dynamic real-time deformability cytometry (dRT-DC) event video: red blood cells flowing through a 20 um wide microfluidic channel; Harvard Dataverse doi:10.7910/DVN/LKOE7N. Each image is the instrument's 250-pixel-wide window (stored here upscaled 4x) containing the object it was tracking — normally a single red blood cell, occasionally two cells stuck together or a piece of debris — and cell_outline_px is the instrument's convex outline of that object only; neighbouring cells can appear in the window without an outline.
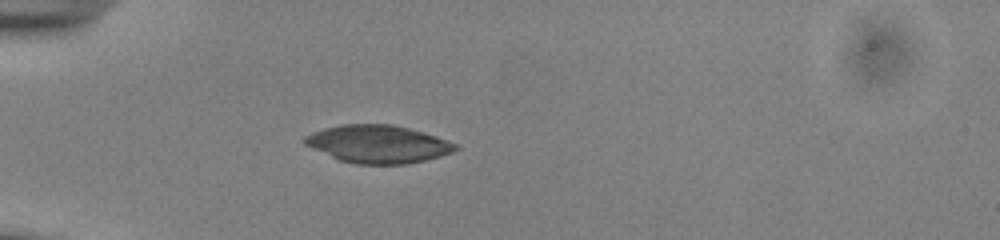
{"species": "common noctule bat (a hibernating species)", "species_latin": "Nyctalus noctula", "temperature_condition": "cold", "stored_images_in_passage": 38, "camera_frame_rate_fps": 3000, "um_per_image_px": 0.085, "animal": {"sex": "male", "body_mass_g": 13.0, "forearm_length_mm": 53.1}, "frame": {"image": 1, "passage_image": 1, "time_ms": 0.0, "image_size_px": [1000, 240], "cell_outline_px": [[460, 148], [452, 152], [440, 156], [408, 164], [356, 164], [340, 160], [312, 148], [304, 144], [300, 140], [304, 136], [312, 132], [324, 128], [340, 124], [392, 124], [408, 128], [436, 136], [460, 144]], "centroid_in_image_um": [32.13, 12.24], "position_along_channel_um": 52.9, "area_um2": 33.35}}
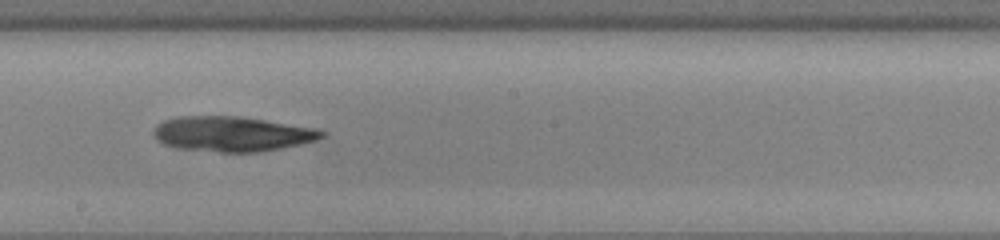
{"frame": {"image": 2, "passage_image": 16, "time_ms": 5.0, "image_size_px": [1000, 240], "cell_outline_px": [[324, 136], [316, 140], [300, 144], [280, 148], [256, 152], [220, 152], [176, 148], [164, 144], [156, 140], [152, 132], [156, 124], [164, 120], [176, 116], [236, 116], [320, 128], [324, 132]], "centroid_in_image_um": [19.69, 11.38], "position_along_channel_um": 228.5, "area_um2": 34.45}}
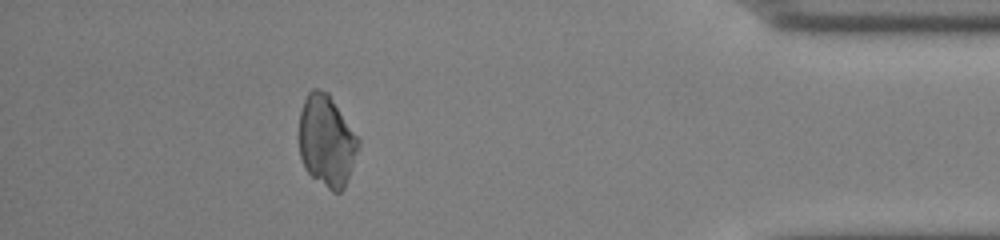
{"frame": {"image": 3, "passage_image": 33, "time_ms": 10.667, "image_size_px": [1000, 240], "cell_outline_px": [[360, 144], [344, 188], [340, 192], [332, 192], [312, 176], [304, 168], [300, 156], [300, 112], [304, 100], [308, 92], [312, 88], [316, 88], [328, 92], [360, 136]], "centroid_in_image_um": [27.79, 11.94], "position_along_channel_um": 407.4, "area_um2": 31.85}}